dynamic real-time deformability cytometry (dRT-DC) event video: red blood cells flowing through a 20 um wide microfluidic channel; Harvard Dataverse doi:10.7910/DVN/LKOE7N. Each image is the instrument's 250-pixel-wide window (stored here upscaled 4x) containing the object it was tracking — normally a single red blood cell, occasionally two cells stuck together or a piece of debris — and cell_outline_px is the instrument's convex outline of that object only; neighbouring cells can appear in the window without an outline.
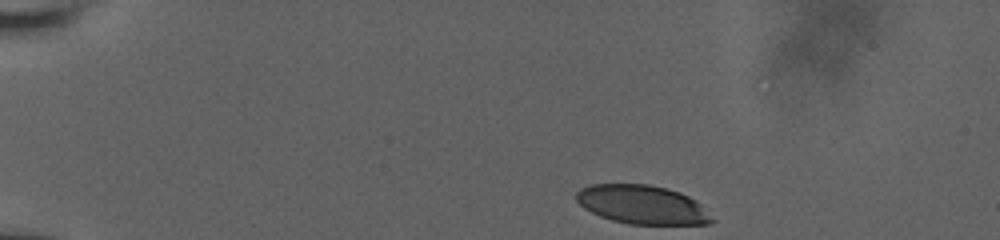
{"species": "human", "species_latin": "Homo sapiens", "temperature_condition": "room temperature", "stored_images_in_passage": 23, "camera_frame_rate_fps": 3000, "um_per_image_px": 0.085, "donor": {"sex": "male"}, "frame": {"image": 1, "passage_image": 1, "time_ms": 0.0, "image_size_px": [1000, 240], "cell_outline_px": [[716, 220], [708, 224], [628, 224], [612, 220], [600, 216], [584, 208], [576, 200], [576, 192], [580, 188], [592, 184], [648, 184], [668, 188], [680, 192], [696, 200]], "centroid_in_image_um": [54.6, 17.39], "position_along_channel_um": 30.4, "area_um2": 30.75}}
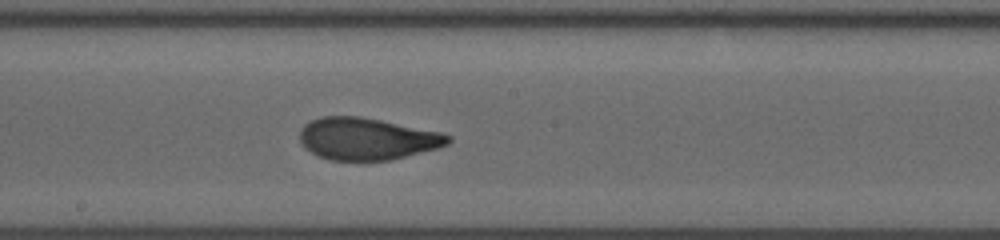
{"frame": {"image": 2, "passage_image": 14, "time_ms": 7.333, "image_size_px": [1000, 240], "cell_outline_px": [[452, 140], [448, 144], [436, 148], [392, 160], [332, 160], [316, 156], [304, 148], [300, 140], [300, 128], [308, 120], [320, 116], [360, 116], [440, 132], [452, 136]], "centroid_in_image_um": [31.15, 11.79], "position_along_channel_um": 217.1, "area_um2": 36.47}}
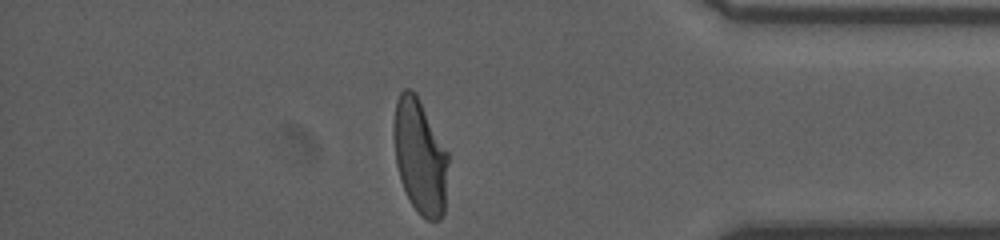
{"frame": {"image": 3, "passage_image": 23, "time_ms": 12.667, "image_size_px": [1000, 240], "cell_outline_px": [[448, 164], [444, 212], [440, 220], [428, 220], [420, 216], [416, 212], [400, 180], [396, 164], [392, 136], [392, 124], [396, 100], [400, 92], [404, 88], [408, 88], [416, 92], [448, 152]], "centroid_in_image_um": [35.67, 13.27], "position_along_channel_um": 399.5, "area_um2": 36.93}, "authors_computed_cell_mechanics": {"area_um2": 35.8938, "velocity_mm_per_s": 3.8455, "shape_relaxation_time_tau1_ms": 7.6419, "shape_relaxation_time_tau2_ms": 0.9112, "deformation_change_tau1": 0.2552, "deformation_change_tau2": 0.0601}}